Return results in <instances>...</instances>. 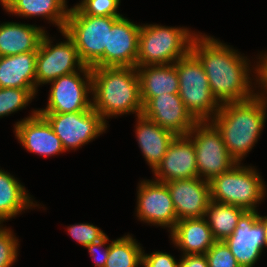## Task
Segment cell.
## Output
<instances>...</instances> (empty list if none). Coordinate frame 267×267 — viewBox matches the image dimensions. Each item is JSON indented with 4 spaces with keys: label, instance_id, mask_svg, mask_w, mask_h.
<instances>
[{
    "label": "cell",
    "instance_id": "1",
    "mask_svg": "<svg viewBox=\"0 0 267 267\" xmlns=\"http://www.w3.org/2000/svg\"><path fill=\"white\" fill-rule=\"evenodd\" d=\"M191 53L203 66L212 96L220 105L245 101L257 94L256 62L238 49L199 32L192 41Z\"/></svg>",
    "mask_w": 267,
    "mask_h": 267
},
{
    "label": "cell",
    "instance_id": "2",
    "mask_svg": "<svg viewBox=\"0 0 267 267\" xmlns=\"http://www.w3.org/2000/svg\"><path fill=\"white\" fill-rule=\"evenodd\" d=\"M267 119V99L255 95L245 101L225 103L210 120L220 131L229 154L241 163L260 139Z\"/></svg>",
    "mask_w": 267,
    "mask_h": 267
},
{
    "label": "cell",
    "instance_id": "3",
    "mask_svg": "<svg viewBox=\"0 0 267 267\" xmlns=\"http://www.w3.org/2000/svg\"><path fill=\"white\" fill-rule=\"evenodd\" d=\"M92 108L107 119L142 115L140 79L136 67L91 68Z\"/></svg>",
    "mask_w": 267,
    "mask_h": 267
},
{
    "label": "cell",
    "instance_id": "4",
    "mask_svg": "<svg viewBox=\"0 0 267 267\" xmlns=\"http://www.w3.org/2000/svg\"><path fill=\"white\" fill-rule=\"evenodd\" d=\"M198 33L189 27L141 23L136 67L175 63L191 52Z\"/></svg>",
    "mask_w": 267,
    "mask_h": 267
},
{
    "label": "cell",
    "instance_id": "5",
    "mask_svg": "<svg viewBox=\"0 0 267 267\" xmlns=\"http://www.w3.org/2000/svg\"><path fill=\"white\" fill-rule=\"evenodd\" d=\"M256 166L237 163L214 177L210 183L211 200L258 211L267 195V185Z\"/></svg>",
    "mask_w": 267,
    "mask_h": 267
},
{
    "label": "cell",
    "instance_id": "6",
    "mask_svg": "<svg viewBox=\"0 0 267 267\" xmlns=\"http://www.w3.org/2000/svg\"><path fill=\"white\" fill-rule=\"evenodd\" d=\"M121 17L84 15L70 7L64 32L72 39L85 66L104 67V49L108 48V28Z\"/></svg>",
    "mask_w": 267,
    "mask_h": 267
},
{
    "label": "cell",
    "instance_id": "7",
    "mask_svg": "<svg viewBox=\"0 0 267 267\" xmlns=\"http://www.w3.org/2000/svg\"><path fill=\"white\" fill-rule=\"evenodd\" d=\"M174 66L180 84L178 95L185 107L197 121H210L221 105L212 96L203 66L191 52Z\"/></svg>",
    "mask_w": 267,
    "mask_h": 267
},
{
    "label": "cell",
    "instance_id": "8",
    "mask_svg": "<svg viewBox=\"0 0 267 267\" xmlns=\"http://www.w3.org/2000/svg\"><path fill=\"white\" fill-rule=\"evenodd\" d=\"M187 136L194 144L196 166L203 180L209 182L238 163L227 151L220 131L211 121H198Z\"/></svg>",
    "mask_w": 267,
    "mask_h": 267
},
{
    "label": "cell",
    "instance_id": "9",
    "mask_svg": "<svg viewBox=\"0 0 267 267\" xmlns=\"http://www.w3.org/2000/svg\"><path fill=\"white\" fill-rule=\"evenodd\" d=\"M65 40L57 41L46 32L41 39L36 59V91L61 76L77 72L85 67L72 39L62 30ZM52 38V39H51Z\"/></svg>",
    "mask_w": 267,
    "mask_h": 267
},
{
    "label": "cell",
    "instance_id": "10",
    "mask_svg": "<svg viewBox=\"0 0 267 267\" xmlns=\"http://www.w3.org/2000/svg\"><path fill=\"white\" fill-rule=\"evenodd\" d=\"M50 85L45 108L38 113H71L89 110L92 107L91 67L61 76ZM91 98V99H90Z\"/></svg>",
    "mask_w": 267,
    "mask_h": 267
},
{
    "label": "cell",
    "instance_id": "11",
    "mask_svg": "<svg viewBox=\"0 0 267 267\" xmlns=\"http://www.w3.org/2000/svg\"><path fill=\"white\" fill-rule=\"evenodd\" d=\"M46 118L60 138L65 152L78 150L106 133L108 125L91 107L71 113H39Z\"/></svg>",
    "mask_w": 267,
    "mask_h": 267
},
{
    "label": "cell",
    "instance_id": "12",
    "mask_svg": "<svg viewBox=\"0 0 267 267\" xmlns=\"http://www.w3.org/2000/svg\"><path fill=\"white\" fill-rule=\"evenodd\" d=\"M136 196L135 216L138 221L167 228L169 233L174 229L178 220L166 183L153 178L140 180Z\"/></svg>",
    "mask_w": 267,
    "mask_h": 267
},
{
    "label": "cell",
    "instance_id": "13",
    "mask_svg": "<svg viewBox=\"0 0 267 267\" xmlns=\"http://www.w3.org/2000/svg\"><path fill=\"white\" fill-rule=\"evenodd\" d=\"M265 233L258 211L246 210L231 236L224 242L240 267H254L264 249Z\"/></svg>",
    "mask_w": 267,
    "mask_h": 267
},
{
    "label": "cell",
    "instance_id": "14",
    "mask_svg": "<svg viewBox=\"0 0 267 267\" xmlns=\"http://www.w3.org/2000/svg\"><path fill=\"white\" fill-rule=\"evenodd\" d=\"M30 114L16 121L13 126L15 137L26 152L44 158L64 153L60 138L55 134L46 118L39 114L37 109H32Z\"/></svg>",
    "mask_w": 267,
    "mask_h": 267
},
{
    "label": "cell",
    "instance_id": "15",
    "mask_svg": "<svg viewBox=\"0 0 267 267\" xmlns=\"http://www.w3.org/2000/svg\"><path fill=\"white\" fill-rule=\"evenodd\" d=\"M142 115L176 136L187 135L198 122L178 94L150 98L143 105Z\"/></svg>",
    "mask_w": 267,
    "mask_h": 267
},
{
    "label": "cell",
    "instance_id": "16",
    "mask_svg": "<svg viewBox=\"0 0 267 267\" xmlns=\"http://www.w3.org/2000/svg\"><path fill=\"white\" fill-rule=\"evenodd\" d=\"M140 26L123 16L108 28L104 67H136Z\"/></svg>",
    "mask_w": 267,
    "mask_h": 267
},
{
    "label": "cell",
    "instance_id": "17",
    "mask_svg": "<svg viewBox=\"0 0 267 267\" xmlns=\"http://www.w3.org/2000/svg\"><path fill=\"white\" fill-rule=\"evenodd\" d=\"M152 173L155 181L163 183L199 177L192 140L187 135L176 136Z\"/></svg>",
    "mask_w": 267,
    "mask_h": 267
},
{
    "label": "cell",
    "instance_id": "18",
    "mask_svg": "<svg viewBox=\"0 0 267 267\" xmlns=\"http://www.w3.org/2000/svg\"><path fill=\"white\" fill-rule=\"evenodd\" d=\"M177 220L202 218L211 201L210 183L200 177L166 182Z\"/></svg>",
    "mask_w": 267,
    "mask_h": 267
},
{
    "label": "cell",
    "instance_id": "19",
    "mask_svg": "<svg viewBox=\"0 0 267 267\" xmlns=\"http://www.w3.org/2000/svg\"><path fill=\"white\" fill-rule=\"evenodd\" d=\"M67 0H1L2 9L20 18L40 17L49 24L64 30L70 8Z\"/></svg>",
    "mask_w": 267,
    "mask_h": 267
},
{
    "label": "cell",
    "instance_id": "20",
    "mask_svg": "<svg viewBox=\"0 0 267 267\" xmlns=\"http://www.w3.org/2000/svg\"><path fill=\"white\" fill-rule=\"evenodd\" d=\"M135 119L134 130L138 147L147 165L153 171L161 162L176 135L143 115L136 116Z\"/></svg>",
    "mask_w": 267,
    "mask_h": 267
},
{
    "label": "cell",
    "instance_id": "21",
    "mask_svg": "<svg viewBox=\"0 0 267 267\" xmlns=\"http://www.w3.org/2000/svg\"><path fill=\"white\" fill-rule=\"evenodd\" d=\"M168 236L181 255L206 254L216 242L204 217L178 220Z\"/></svg>",
    "mask_w": 267,
    "mask_h": 267
},
{
    "label": "cell",
    "instance_id": "22",
    "mask_svg": "<svg viewBox=\"0 0 267 267\" xmlns=\"http://www.w3.org/2000/svg\"><path fill=\"white\" fill-rule=\"evenodd\" d=\"M46 27L19 22L0 23V56L37 51Z\"/></svg>",
    "mask_w": 267,
    "mask_h": 267
},
{
    "label": "cell",
    "instance_id": "23",
    "mask_svg": "<svg viewBox=\"0 0 267 267\" xmlns=\"http://www.w3.org/2000/svg\"><path fill=\"white\" fill-rule=\"evenodd\" d=\"M34 199L18 178L0 168V224L27 210L41 208Z\"/></svg>",
    "mask_w": 267,
    "mask_h": 267
},
{
    "label": "cell",
    "instance_id": "24",
    "mask_svg": "<svg viewBox=\"0 0 267 267\" xmlns=\"http://www.w3.org/2000/svg\"><path fill=\"white\" fill-rule=\"evenodd\" d=\"M37 51L0 56V88L36 90Z\"/></svg>",
    "mask_w": 267,
    "mask_h": 267
},
{
    "label": "cell",
    "instance_id": "25",
    "mask_svg": "<svg viewBox=\"0 0 267 267\" xmlns=\"http://www.w3.org/2000/svg\"><path fill=\"white\" fill-rule=\"evenodd\" d=\"M140 79L143 105L152 97L163 94H178L179 80L176 67L168 65H146L136 67Z\"/></svg>",
    "mask_w": 267,
    "mask_h": 267
},
{
    "label": "cell",
    "instance_id": "26",
    "mask_svg": "<svg viewBox=\"0 0 267 267\" xmlns=\"http://www.w3.org/2000/svg\"><path fill=\"white\" fill-rule=\"evenodd\" d=\"M246 210L226 203L211 200L204 218L216 241H224L234 232L238 220Z\"/></svg>",
    "mask_w": 267,
    "mask_h": 267
},
{
    "label": "cell",
    "instance_id": "27",
    "mask_svg": "<svg viewBox=\"0 0 267 267\" xmlns=\"http://www.w3.org/2000/svg\"><path fill=\"white\" fill-rule=\"evenodd\" d=\"M143 246L127 233L110 244L105 267H142Z\"/></svg>",
    "mask_w": 267,
    "mask_h": 267
},
{
    "label": "cell",
    "instance_id": "28",
    "mask_svg": "<svg viewBox=\"0 0 267 267\" xmlns=\"http://www.w3.org/2000/svg\"><path fill=\"white\" fill-rule=\"evenodd\" d=\"M37 93L35 89L0 88V118L25 109Z\"/></svg>",
    "mask_w": 267,
    "mask_h": 267
},
{
    "label": "cell",
    "instance_id": "29",
    "mask_svg": "<svg viewBox=\"0 0 267 267\" xmlns=\"http://www.w3.org/2000/svg\"><path fill=\"white\" fill-rule=\"evenodd\" d=\"M0 224V267H11L18 260L20 241L7 226Z\"/></svg>",
    "mask_w": 267,
    "mask_h": 267
},
{
    "label": "cell",
    "instance_id": "30",
    "mask_svg": "<svg viewBox=\"0 0 267 267\" xmlns=\"http://www.w3.org/2000/svg\"><path fill=\"white\" fill-rule=\"evenodd\" d=\"M120 4L121 0H81L75 6L84 15L123 17L118 11Z\"/></svg>",
    "mask_w": 267,
    "mask_h": 267
},
{
    "label": "cell",
    "instance_id": "31",
    "mask_svg": "<svg viewBox=\"0 0 267 267\" xmlns=\"http://www.w3.org/2000/svg\"><path fill=\"white\" fill-rule=\"evenodd\" d=\"M66 228L68 235L84 248L89 244L98 242L107 235L91 223H76Z\"/></svg>",
    "mask_w": 267,
    "mask_h": 267
},
{
    "label": "cell",
    "instance_id": "32",
    "mask_svg": "<svg viewBox=\"0 0 267 267\" xmlns=\"http://www.w3.org/2000/svg\"><path fill=\"white\" fill-rule=\"evenodd\" d=\"M205 255L208 267H240L224 241H216Z\"/></svg>",
    "mask_w": 267,
    "mask_h": 267
},
{
    "label": "cell",
    "instance_id": "33",
    "mask_svg": "<svg viewBox=\"0 0 267 267\" xmlns=\"http://www.w3.org/2000/svg\"><path fill=\"white\" fill-rule=\"evenodd\" d=\"M162 251H153L152 253H142V267H179L180 259Z\"/></svg>",
    "mask_w": 267,
    "mask_h": 267
},
{
    "label": "cell",
    "instance_id": "34",
    "mask_svg": "<svg viewBox=\"0 0 267 267\" xmlns=\"http://www.w3.org/2000/svg\"><path fill=\"white\" fill-rule=\"evenodd\" d=\"M111 242L112 241H109V236L106 235L98 242L89 244L85 247L88 249V253L90 258L94 261L93 263L95 267H105Z\"/></svg>",
    "mask_w": 267,
    "mask_h": 267
},
{
    "label": "cell",
    "instance_id": "35",
    "mask_svg": "<svg viewBox=\"0 0 267 267\" xmlns=\"http://www.w3.org/2000/svg\"><path fill=\"white\" fill-rule=\"evenodd\" d=\"M258 57V58H257ZM256 57V93L267 99V51ZM259 59V60H258Z\"/></svg>",
    "mask_w": 267,
    "mask_h": 267
},
{
    "label": "cell",
    "instance_id": "36",
    "mask_svg": "<svg viewBox=\"0 0 267 267\" xmlns=\"http://www.w3.org/2000/svg\"><path fill=\"white\" fill-rule=\"evenodd\" d=\"M179 267H208L205 254L181 255Z\"/></svg>",
    "mask_w": 267,
    "mask_h": 267
},
{
    "label": "cell",
    "instance_id": "37",
    "mask_svg": "<svg viewBox=\"0 0 267 267\" xmlns=\"http://www.w3.org/2000/svg\"><path fill=\"white\" fill-rule=\"evenodd\" d=\"M259 220L263 223V228H264V233H265L264 248L267 249V215L262 216L259 213Z\"/></svg>",
    "mask_w": 267,
    "mask_h": 267
}]
</instances>
